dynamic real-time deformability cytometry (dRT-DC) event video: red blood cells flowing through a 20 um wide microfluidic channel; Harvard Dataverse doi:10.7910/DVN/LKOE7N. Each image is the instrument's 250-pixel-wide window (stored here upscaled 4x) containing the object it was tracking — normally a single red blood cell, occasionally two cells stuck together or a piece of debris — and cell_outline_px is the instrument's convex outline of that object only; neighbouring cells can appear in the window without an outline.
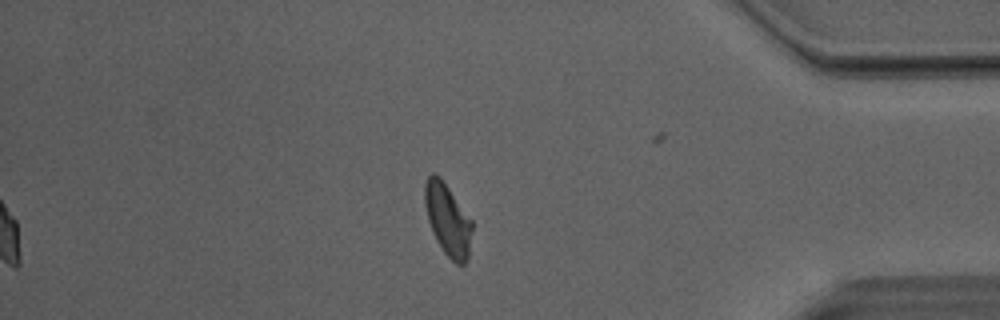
{"species": "Egyptian fruit bat (a non-hibernating species)", "species_latin": "Rousettus aegyptiacus", "temperature_condition": "room temperature", "stored_images_in_passage": 42, "camera_frame_rate_fps": 3000, "um_per_image_px": 0.085, "animal": {"sex": "male"}, "frame": {"image": 1, "passage_image": 42, "time_ms": 13.667, "image_size_px": [1000, 320], "cell_outline_px": [[472, 232], [468, 256], [464, 264], [456, 264], [444, 252], [436, 240], [432, 232], [428, 220], [424, 204], [424, 184], [428, 176], [432, 172], [436, 172], [440, 176], [472, 220]], "centroid_in_image_um": [38.04, 18.63], "position_along_channel_um": 397.2, "area_um2": 19.88}, "authors_computed_cell_mechanics": {"area_um2": 20.8369, "velocity_mm_per_s": 4.0615, "shape_relaxation_time_tau1_ms": 7.4089, "shape_relaxation_time_tau2_ms": 2.8087, "deformation_change_tau1": 0.2004, "deformation_change_tau2": 0.1191}}